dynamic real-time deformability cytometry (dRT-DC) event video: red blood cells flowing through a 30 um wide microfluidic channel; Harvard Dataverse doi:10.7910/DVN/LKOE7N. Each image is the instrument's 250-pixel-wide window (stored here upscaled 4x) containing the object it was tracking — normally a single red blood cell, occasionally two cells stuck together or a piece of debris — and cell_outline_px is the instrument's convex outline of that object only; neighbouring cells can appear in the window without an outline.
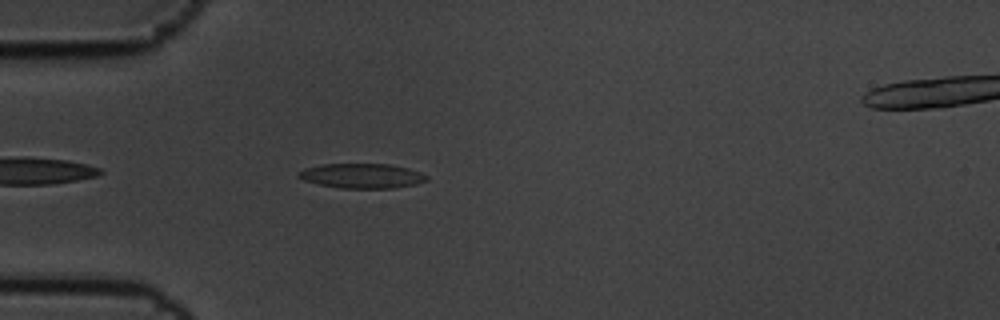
{"species": "common noctule bat (a hibernating species)", "species_latin": "Nyctalus noctula", "temperature_condition": "cold", "stored_images_in_passage": 2, "camera_frame_rate_fps": 3000, "um_per_image_px": 0.085, "animal": {"sex": "male", "body_mass_g": 19.5, "forearm_length_mm": 54.6}, "frame": {"image": 1, "passage_image": 2, "time_ms": 0.333, "image_size_px": [1000, 320], "cell_outline_px": [[428, 180], [416, 184], [396, 188], [340, 188], [320, 184], [304, 180], [296, 176], [296, 172], [304, 168], [320, 164], [388, 164], [408, 168], [420, 172], [428, 176]], "centroid_in_image_um": [30.75, 14.94], "position_along_channel_um": 54.3, "area_um2": 18.55}}